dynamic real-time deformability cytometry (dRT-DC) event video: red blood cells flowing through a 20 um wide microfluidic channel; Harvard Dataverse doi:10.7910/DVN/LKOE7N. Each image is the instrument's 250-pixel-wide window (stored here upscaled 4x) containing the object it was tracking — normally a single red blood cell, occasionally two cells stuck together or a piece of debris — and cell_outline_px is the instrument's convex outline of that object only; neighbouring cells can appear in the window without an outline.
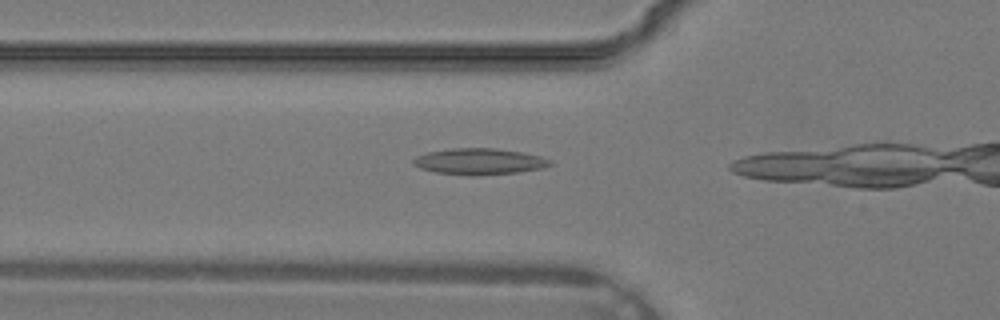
{"species": "common noctule bat (a hibernating species)", "species_latin": "Nyctalus noctula", "temperature_condition": "warm", "stored_images_in_passage": 9, "camera_frame_rate_fps": 3000, "um_per_image_px": 0.085, "animal": {"sex": "male", "body_mass_g": 19.2, "forearm_length_mm": 51.8}, "frame": {"image": 1, "passage_image": 7, "time_ms": 2.0, "image_size_px": [1000, 320], "cell_outline_px": [[552, 164], [544, 168], [516, 172], [472, 176], [436, 172], [420, 168], [412, 164], [412, 160], [416, 156], [428, 152], [452, 148], [496, 148], [520, 152], [540, 156], [552, 160]], "centroid_in_image_um": [40.73, 13.72], "position_along_channel_um": 85.1, "area_um2": 20.87}}